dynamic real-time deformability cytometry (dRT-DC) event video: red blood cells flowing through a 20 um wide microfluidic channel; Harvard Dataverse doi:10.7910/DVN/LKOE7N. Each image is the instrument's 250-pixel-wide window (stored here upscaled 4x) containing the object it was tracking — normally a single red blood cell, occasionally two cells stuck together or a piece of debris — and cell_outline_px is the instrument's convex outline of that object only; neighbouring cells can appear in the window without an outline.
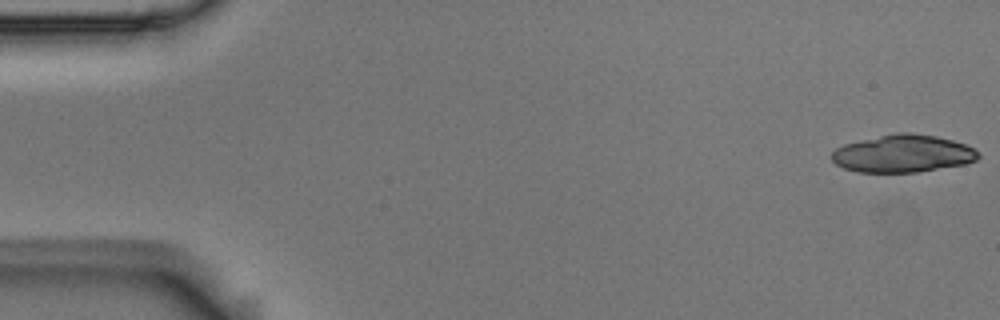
{"species": "Egyptian fruit bat (a non-hibernating species)", "species_latin": "Rousettus aegyptiacus", "temperature_condition": "room temperature", "stored_images_in_passage": 5, "camera_frame_rate_fps": 3000, "um_per_image_px": 0.085, "animal": {"sex": "male"}, "frame": {"image": 1, "passage_image": 1, "time_ms": 0.0, "image_size_px": [1000, 320], "cell_outline_px": [[980, 156], [976, 160], [968, 164], [916, 172], [856, 172], [844, 168], [836, 164], [832, 160], [832, 152], [836, 148], [844, 144], [860, 140], [896, 132], [912, 132], [936, 136], [952, 140], [964, 144], [980, 152]], "centroid_in_image_um": [76.76, 13.06], "position_along_channel_um": 8.2, "area_um2": 32.19}}